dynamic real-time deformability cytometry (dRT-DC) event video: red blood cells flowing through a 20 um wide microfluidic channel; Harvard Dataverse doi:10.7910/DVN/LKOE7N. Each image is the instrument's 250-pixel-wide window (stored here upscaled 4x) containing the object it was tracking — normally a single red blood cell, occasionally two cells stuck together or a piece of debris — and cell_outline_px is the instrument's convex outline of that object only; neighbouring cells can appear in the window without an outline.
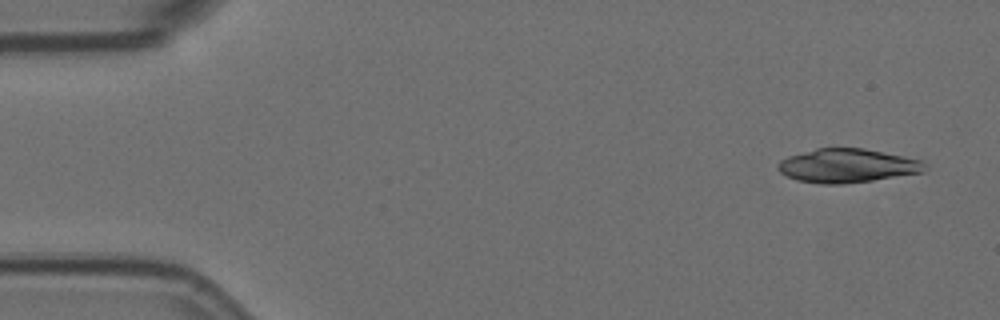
{"species": "Egyptian fruit bat (a non-hibernating species)", "species_latin": "Rousettus aegyptiacus", "temperature_condition": "room temperature", "stored_images_in_passage": 4, "camera_frame_rate_fps": 3000, "um_per_image_px": 0.085, "animal": {"sex": "female"}, "frame": {"image": 1, "passage_image": 1, "time_ms": 0.0, "image_size_px": [1000, 320], "cell_outline_px": [[928, 168], [924, 172], [872, 180], [844, 184], [820, 184], [796, 180], [780, 172], [776, 168], [776, 164], [780, 160], [788, 156], [816, 148], [864, 148], [920, 160]], "centroid_in_image_um": [71.97, 14.09], "position_along_channel_um": 13.0, "area_um2": 28.9}}